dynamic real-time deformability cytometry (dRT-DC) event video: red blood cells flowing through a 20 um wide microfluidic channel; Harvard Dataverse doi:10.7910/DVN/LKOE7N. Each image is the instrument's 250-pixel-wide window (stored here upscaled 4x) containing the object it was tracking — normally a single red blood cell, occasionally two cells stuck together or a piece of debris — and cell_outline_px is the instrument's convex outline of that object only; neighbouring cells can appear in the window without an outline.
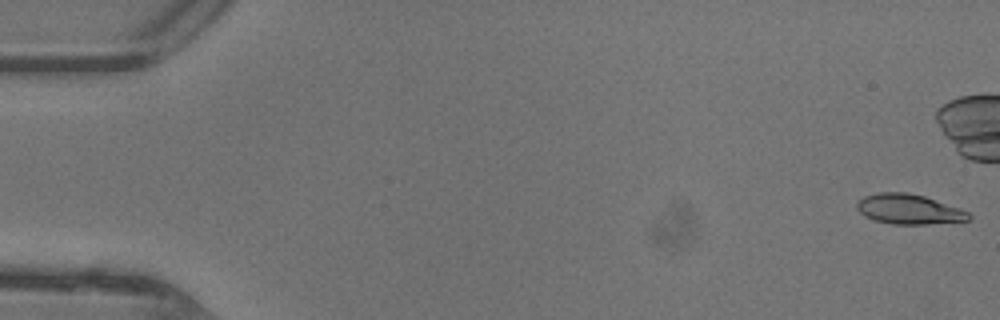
{"species": "common noctule bat (a hibernating species)", "species_latin": "Nyctalus noctula", "temperature_condition": "warm", "stored_images_in_passage": 38, "camera_frame_rate_fps": 3000, "um_per_image_px": 0.085, "animal": {"sex": "female"}, "frame": {"image": 1, "passage_image": 1, "time_ms": 0.0, "image_size_px": [1000, 320], "cell_outline_px": [[972, 216], [968, 220], [928, 224], [892, 224], [872, 220], [864, 216], [856, 208], [856, 204], [864, 196], [876, 192], [908, 192], [924, 196], [968, 212]], "centroid_in_image_um": [77.19, 17.78], "position_along_channel_um": 7.8, "area_um2": 19.42}}
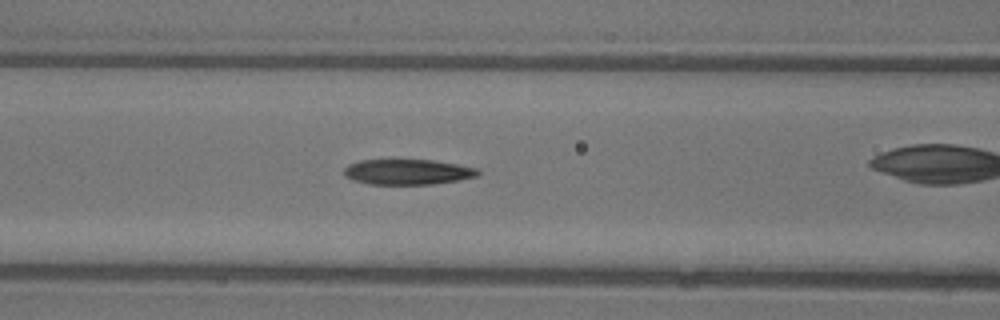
{"frame": {"image": 2, "passage_image": 20, "time_ms": 6.333, "image_size_px": [1000, 320], "cell_outline_px": [[480, 172], [476, 176], [460, 180], [432, 184], [368, 184], [352, 180], [344, 176], [344, 168], [348, 164], [360, 160], [432, 160], [456, 164], [476, 168]], "centroid_in_image_um": [34.6, 14.61], "position_along_channel_um": 132.0, "area_um2": 19.77}}
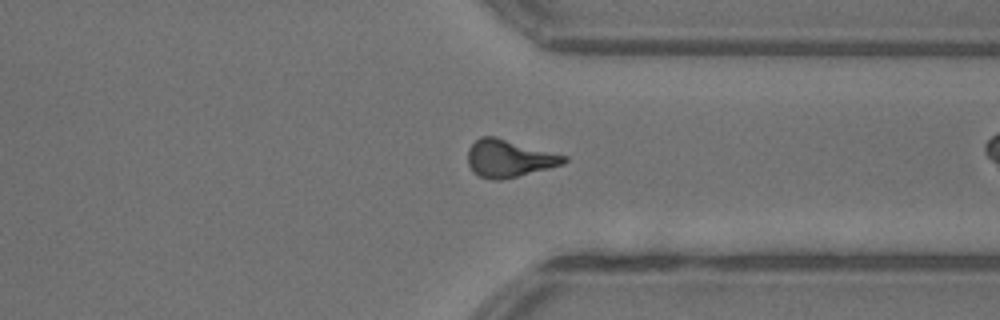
{"frame": {"image": 3, "passage_image": 36, "time_ms": 11.667, "image_size_px": [1000, 320], "cell_outline_px": [[568, 160], [564, 164], [500, 180], [492, 180], [480, 176], [472, 172], [468, 164], [468, 148], [480, 136], [496, 136], [568, 156]], "centroid_in_image_um": [43.26, 13.45], "position_along_channel_um": 368.1, "area_um2": 20.98}}